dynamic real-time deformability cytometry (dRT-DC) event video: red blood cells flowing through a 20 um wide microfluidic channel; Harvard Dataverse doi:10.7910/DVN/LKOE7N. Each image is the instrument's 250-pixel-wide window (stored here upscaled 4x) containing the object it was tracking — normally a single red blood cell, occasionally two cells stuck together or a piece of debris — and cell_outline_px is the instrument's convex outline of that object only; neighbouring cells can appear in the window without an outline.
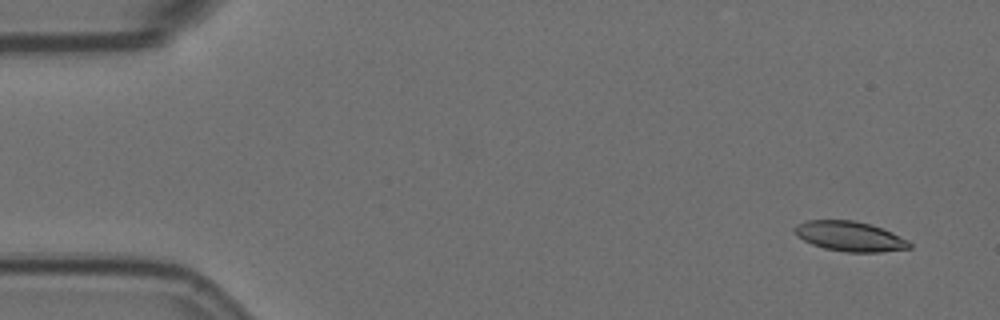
{"species": "Egyptian fruit bat (a non-hibernating species)", "species_latin": "Rousettus aegyptiacus", "temperature_condition": "room temperature", "stored_images_in_passage": 5, "camera_frame_rate_fps": 3000, "um_per_image_px": 0.085, "animal": {"sex": "female"}, "frame": {"image": 1, "passage_image": 2, "time_ms": 0.333, "image_size_px": [1000, 320], "cell_outline_px": [[912, 248], [880, 252], [848, 252], [824, 248], [812, 244], [796, 236], [796, 224], [804, 220], [852, 220], [868, 224], [892, 232], [908, 240], [912, 244]], "centroid_in_image_um": [72.24, 20.09], "position_along_channel_um": 12.8, "area_um2": 19.88}}
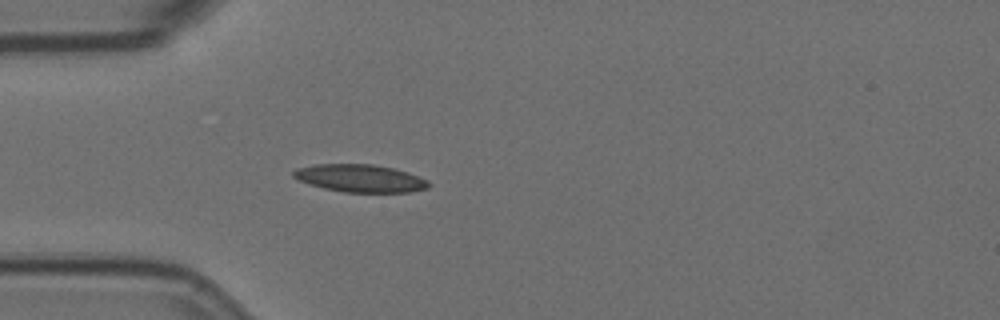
{"frame": {"image": 2, "passage_image": 5, "time_ms": 1.333, "image_size_px": [1000, 320], "cell_outline_px": [[432, 184], [428, 188], [412, 192], [344, 192], [324, 188], [308, 184], [292, 176], [292, 172], [296, 168], [316, 164], [372, 164], [392, 168], [408, 172], [428, 180]], "centroid_in_image_um": [30.63, 15.15], "position_along_channel_um": 54.4, "area_um2": 21.85}}